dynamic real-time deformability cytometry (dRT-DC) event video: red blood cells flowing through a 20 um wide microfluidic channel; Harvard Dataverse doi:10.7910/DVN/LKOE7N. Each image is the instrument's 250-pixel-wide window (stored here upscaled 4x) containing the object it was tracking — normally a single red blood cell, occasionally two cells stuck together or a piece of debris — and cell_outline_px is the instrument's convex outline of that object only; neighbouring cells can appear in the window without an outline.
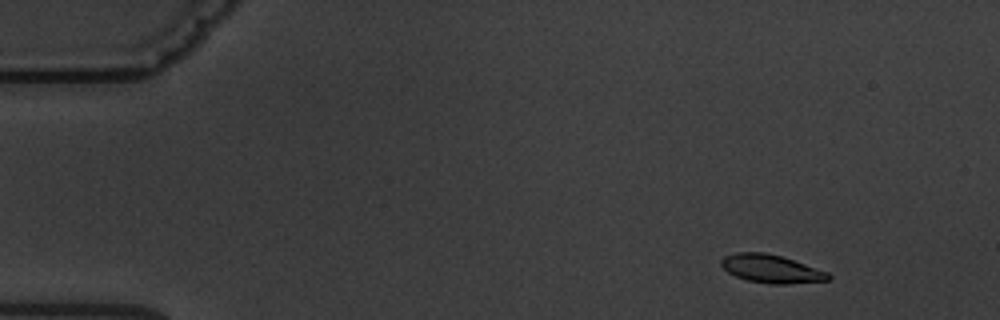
{"species": "common noctule bat (a hibernating species)", "species_latin": "Nyctalus noctula", "temperature_condition": "warm", "stored_images_in_passage": 5, "camera_frame_rate_fps": 3000, "um_per_image_px": 0.085, "animal": {"sex": "male", "body_mass_g": 19.5, "forearm_length_mm": 54.6}, "frame": {"image": 1, "passage_image": 2, "time_ms": 1.333, "image_size_px": [1000, 320], "cell_outline_px": [[832, 276], [828, 280], [788, 284], [768, 284], [748, 280], [736, 276], [728, 272], [720, 264], [720, 260], [724, 256], [736, 252], [764, 252], [780, 256], [828, 272]], "centroid_in_image_um": [65.53, 22.85], "position_along_channel_um": 19.5, "area_um2": 17.46}}
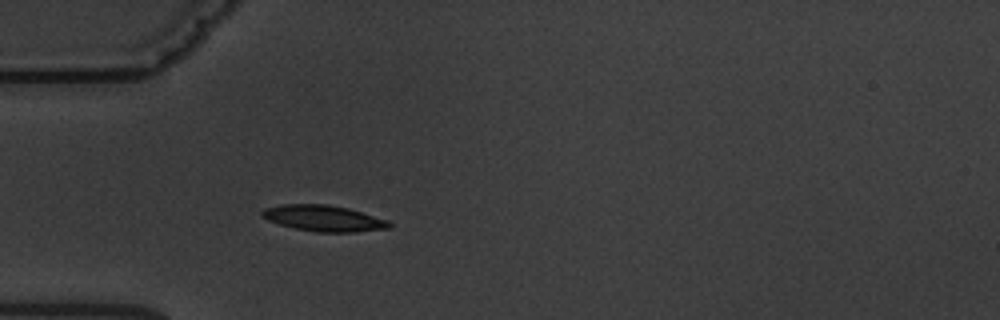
{"frame": {"image": 2, "passage_image": 5, "time_ms": 5.0, "image_size_px": [1000, 320], "cell_outline_px": [[392, 228], [352, 232], [316, 232], [296, 228], [280, 224], [268, 220], [260, 216], [260, 212], [264, 208], [284, 204], [324, 204], [348, 208], [388, 220], [392, 224]], "centroid_in_image_um": [27.51, 18.55], "position_along_channel_um": 57.5, "area_um2": 19.25}}